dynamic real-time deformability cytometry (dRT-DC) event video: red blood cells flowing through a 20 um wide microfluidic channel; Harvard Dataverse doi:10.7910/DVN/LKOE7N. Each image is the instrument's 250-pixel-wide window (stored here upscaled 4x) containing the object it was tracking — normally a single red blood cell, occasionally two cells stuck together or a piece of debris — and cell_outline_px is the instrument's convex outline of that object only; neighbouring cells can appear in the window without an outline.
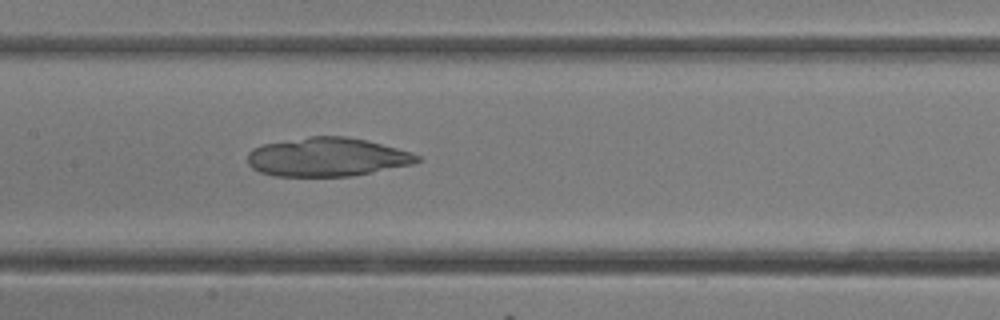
{"species": "common noctule bat (a hibernating species)", "species_latin": "Nyctalus noctula", "temperature_condition": "room temperature", "stored_images_in_passage": 12, "camera_frame_rate_fps": 3000, "um_per_image_px": 0.085, "animal": {"sex": "female"}, "frame": {"image": 1, "passage_image": 12, "time_ms": 3.667, "image_size_px": [1000, 320], "cell_outline_px": [[424, 160], [412, 164], [352, 176], [276, 176], [260, 172], [252, 168], [248, 164], [248, 152], [252, 148], [264, 144], [308, 136], [344, 136], [368, 140], [412, 152], [420, 156]], "centroid_in_image_um": [27.82, 13.34], "position_along_channel_um": 179.6, "area_um2": 38.44}}